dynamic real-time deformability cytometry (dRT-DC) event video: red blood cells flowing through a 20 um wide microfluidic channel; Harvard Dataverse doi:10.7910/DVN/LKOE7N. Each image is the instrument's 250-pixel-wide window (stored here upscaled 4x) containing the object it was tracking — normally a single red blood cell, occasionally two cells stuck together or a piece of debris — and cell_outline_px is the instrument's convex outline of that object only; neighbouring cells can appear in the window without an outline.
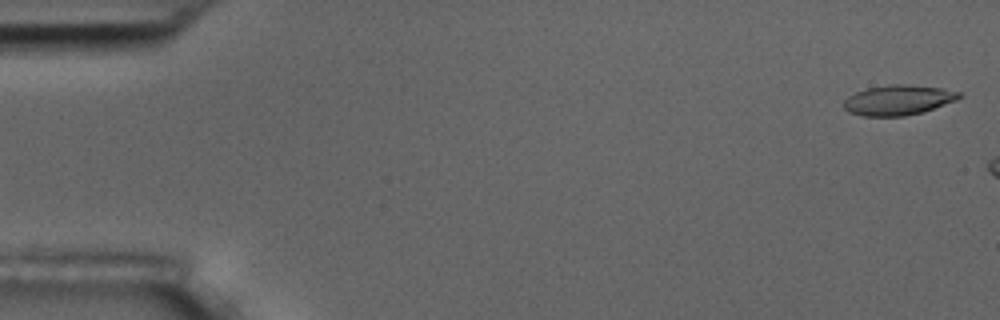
{"species": "common noctule bat (a hibernating species)", "species_latin": "Nyctalus noctula", "temperature_condition": "room temperature", "stored_images_in_passage": 4, "camera_frame_rate_fps": 3000, "um_per_image_px": 0.085, "animal": {"sex": "male", "body_mass_g": 17.5, "forearm_length_mm": 52.3}, "frame": {"image": 1, "passage_image": 1, "time_ms": 0.0, "image_size_px": [1000, 320], "cell_outline_px": [[964, 96], [956, 100], [920, 112], [904, 116], [864, 116], [848, 112], [844, 108], [844, 100], [848, 96], [856, 92], [868, 88], [888, 84], [908, 84], [940, 88], [960, 92]], "centroid_in_image_um": [76.32, 8.49], "position_along_channel_um": 8.7, "area_um2": 20.06}}